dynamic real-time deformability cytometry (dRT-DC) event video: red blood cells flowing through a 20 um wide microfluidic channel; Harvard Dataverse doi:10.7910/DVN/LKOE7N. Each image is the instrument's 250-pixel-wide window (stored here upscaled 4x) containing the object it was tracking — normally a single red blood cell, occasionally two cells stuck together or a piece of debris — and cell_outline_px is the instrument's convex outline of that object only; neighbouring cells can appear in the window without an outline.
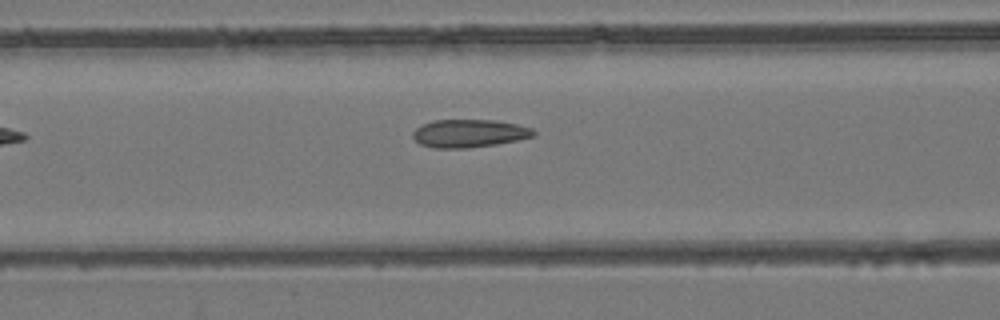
{"species": "common noctule bat (a hibernating species)", "species_latin": "Nyctalus noctula", "temperature_condition": "room temperature", "stored_images_in_passage": 6, "camera_frame_rate_fps": 3000, "um_per_image_px": 0.085, "animal": {"sex": "female", "body_mass_g": 24.6, "forearm_length_mm": 56.2}, "frame": {"image": 1, "passage_image": 6, "time_ms": 6.667, "image_size_px": [1000, 320], "cell_outline_px": [[536, 136], [496, 144], [468, 148], [432, 148], [420, 144], [412, 136], [412, 132], [416, 128], [432, 120], [496, 120], [516, 124], [532, 128], [536, 132]], "centroid_in_image_um": [39.88, 11.34], "position_along_channel_um": 126.7, "area_um2": 19.71}}